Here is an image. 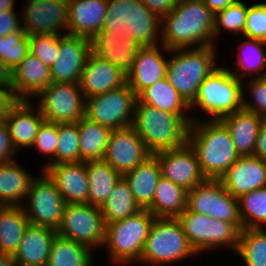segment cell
<instances>
[{"label": "cell", "instance_id": "obj_9", "mask_svg": "<svg viewBox=\"0 0 266 266\" xmlns=\"http://www.w3.org/2000/svg\"><path fill=\"white\" fill-rule=\"evenodd\" d=\"M177 219L197 255L226 247V249L236 252L240 232L243 229L242 224L213 219L187 209Z\"/></svg>", "mask_w": 266, "mask_h": 266}, {"label": "cell", "instance_id": "obj_56", "mask_svg": "<svg viewBox=\"0 0 266 266\" xmlns=\"http://www.w3.org/2000/svg\"><path fill=\"white\" fill-rule=\"evenodd\" d=\"M14 2L15 0H0V10L15 11Z\"/></svg>", "mask_w": 266, "mask_h": 266}, {"label": "cell", "instance_id": "obj_23", "mask_svg": "<svg viewBox=\"0 0 266 266\" xmlns=\"http://www.w3.org/2000/svg\"><path fill=\"white\" fill-rule=\"evenodd\" d=\"M43 171L55 182L66 204H88L86 162L49 165Z\"/></svg>", "mask_w": 266, "mask_h": 266}, {"label": "cell", "instance_id": "obj_11", "mask_svg": "<svg viewBox=\"0 0 266 266\" xmlns=\"http://www.w3.org/2000/svg\"><path fill=\"white\" fill-rule=\"evenodd\" d=\"M106 224L98 206L91 204H66L58 235L81 243L92 251L102 248Z\"/></svg>", "mask_w": 266, "mask_h": 266}, {"label": "cell", "instance_id": "obj_47", "mask_svg": "<svg viewBox=\"0 0 266 266\" xmlns=\"http://www.w3.org/2000/svg\"><path fill=\"white\" fill-rule=\"evenodd\" d=\"M243 37L266 42V2L248 7Z\"/></svg>", "mask_w": 266, "mask_h": 266}, {"label": "cell", "instance_id": "obj_32", "mask_svg": "<svg viewBox=\"0 0 266 266\" xmlns=\"http://www.w3.org/2000/svg\"><path fill=\"white\" fill-rule=\"evenodd\" d=\"M186 201L187 191L161 176L148 210L155 218H178L186 209Z\"/></svg>", "mask_w": 266, "mask_h": 266}, {"label": "cell", "instance_id": "obj_46", "mask_svg": "<svg viewBox=\"0 0 266 266\" xmlns=\"http://www.w3.org/2000/svg\"><path fill=\"white\" fill-rule=\"evenodd\" d=\"M242 82L243 85L246 87V88L243 87V109L254 112L255 114L265 118L266 117V77L250 78ZM247 92H249V96H251L250 101H248L247 100L248 98L245 97V93L247 94Z\"/></svg>", "mask_w": 266, "mask_h": 266}, {"label": "cell", "instance_id": "obj_26", "mask_svg": "<svg viewBox=\"0 0 266 266\" xmlns=\"http://www.w3.org/2000/svg\"><path fill=\"white\" fill-rule=\"evenodd\" d=\"M44 117L38 106L33 108L29 100H19L6 120L13 148H31Z\"/></svg>", "mask_w": 266, "mask_h": 266}, {"label": "cell", "instance_id": "obj_43", "mask_svg": "<svg viewBox=\"0 0 266 266\" xmlns=\"http://www.w3.org/2000/svg\"><path fill=\"white\" fill-rule=\"evenodd\" d=\"M29 52V39L24 31L10 33L0 36V60L11 70L25 58Z\"/></svg>", "mask_w": 266, "mask_h": 266}, {"label": "cell", "instance_id": "obj_42", "mask_svg": "<svg viewBox=\"0 0 266 266\" xmlns=\"http://www.w3.org/2000/svg\"><path fill=\"white\" fill-rule=\"evenodd\" d=\"M249 6L241 0L215 14L214 20V42L221 36V29L234 33L236 36H243L247 9Z\"/></svg>", "mask_w": 266, "mask_h": 266}, {"label": "cell", "instance_id": "obj_37", "mask_svg": "<svg viewBox=\"0 0 266 266\" xmlns=\"http://www.w3.org/2000/svg\"><path fill=\"white\" fill-rule=\"evenodd\" d=\"M29 224L22 206H8L0 216V253L13 256Z\"/></svg>", "mask_w": 266, "mask_h": 266}, {"label": "cell", "instance_id": "obj_25", "mask_svg": "<svg viewBox=\"0 0 266 266\" xmlns=\"http://www.w3.org/2000/svg\"><path fill=\"white\" fill-rule=\"evenodd\" d=\"M51 83L50 68L31 52L12 70L13 92L19 100L36 98Z\"/></svg>", "mask_w": 266, "mask_h": 266}, {"label": "cell", "instance_id": "obj_20", "mask_svg": "<svg viewBox=\"0 0 266 266\" xmlns=\"http://www.w3.org/2000/svg\"><path fill=\"white\" fill-rule=\"evenodd\" d=\"M163 52L166 54L169 49L161 43L141 47L137 52L134 66L127 74V83L136 96L157 80L166 77L168 58L163 57Z\"/></svg>", "mask_w": 266, "mask_h": 266}, {"label": "cell", "instance_id": "obj_7", "mask_svg": "<svg viewBox=\"0 0 266 266\" xmlns=\"http://www.w3.org/2000/svg\"><path fill=\"white\" fill-rule=\"evenodd\" d=\"M208 114L210 120H221L243 108V82L224 66H218L199 86L190 112Z\"/></svg>", "mask_w": 266, "mask_h": 266}, {"label": "cell", "instance_id": "obj_22", "mask_svg": "<svg viewBox=\"0 0 266 266\" xmlns=\"http://www.w3.org/2000/svg\"><path fill=\"white\" fill-rule=\"evenodd\" d=\"M220 181L225 189L238 199L248 192L266 186V161L255 156H240Z\"/></svg>", "mask_w": 266, "mask_h": 266}, {"label": "cell", "instance_id": "obj_1", "mask_svg": "<svg viewBox=\"0 0 266 266\" xmlns=\"http://www.w3.org/2000/svg\"><path fill=\"white\" fill-rule=\"evenodd\" d=\"M214 20L215 14L203 0H180L162 18L160 43L169 50L216 46Z\"/></svg>", "mask_w": 266, "mask_h": 266}, {"label": "cell", "instance_id": "obj_31", "mask_svg": "<svg viewBox=\"0 0 266 266\" xmlns=\"http://www.w3.org/2000/svg\"><path fill=\"white\" fill-rule=\"evenodd\" d=\"M263 47L266 48L265 41L244 37L237 48L235 71L227 68L241 81L247 79L246 76H249V79L251 76V78L266 77V50Z\"/></svg>", "mask_w": 266, "mask_h": 266}, {"label": "cell", "instance_id": "obj_19", "mask_svg": "<svg viewBox=\"0 0 266 266\" xmlns=\"http://www.w3.org/2000/svg\"><path fill=\"white\" fill-rule=\"evenodd\" d=\"M91 53L109 61L126 75L133 68L140 44L125 32L101 30L91 40Z\"/></svg>", "mask_w": 266, "mask_h": 266}, {"label": "cell", "instance_id": "obj_28", "mask_svg": "<svg viewBox=\"0 0 266 266\" xmlns=\"http://www.w3.org/2000/svg\"><path fill=\"white\" fill-rule=\"evenodd\" d=\"M161 176L160 164L153 154L122 175L141 209H148L153 204L155 189Z\"/></svg>", "mask_w": 266, "mask_h": 266}, {"label": "cell", "instance_id": "obj_50", "mask_svg": "<svg viewBox=\"0 0 266 266\" xmlns=\"http://www.w3.org/2000/svg\"><path fill=\"white\" fill-rule=\"evenodd\" d=\"M180 0H142L143 4L161 19L169 14Z\"/></svg>", "mask_w": 266, "mask_h": 266}, {"label": "cell", "instance_id": "obj_41", "mask_svg": "<svg viewBox=\"0 0 266 266\" xmlns=\"http://www.w3.org/2000/svg\"><path fill=\"white\" fill-rule=\"evenodd\" d=\"M58 144L55 164L80 162L78 122L57 124Z\"/></svg>", "mask_w": 266, "mask_h": 266}, {"label": "cell", "instance_id": "obj_27", "mask_svg": "<svg viewBox=\"0 0 266 266\" xmlns=\"http://www.w3.org/2000/svg\"><path fill=\"white\" fill-rule=\"evenodd\" d=\"M56 234L54 229L29 224L12 256L16 266H46Z\"/></svg>", "mask_w": 266, "mask_h": 266}, {"label": "cell", "instance_id": "obj_2", "mask_svg": "<svg viewBox=\"0 0 266 266\" xmlns=\"http://www.w3.org/2000/svg\"><path fill=\"white\" fill-rule=\"evenodd\" d=\"M187 143L194 150L206 179L220 180L240 158L231 133L221 120L191 122Z\"/></svg>", "mask_w": 266, "mask_h": 266}, {"label": "cell", "instance_id": "obj_14", "mask_svg": "<svg viewBox=\"0 0 266 266\" xmlns=\"http://www.w3.org/2000/svg\"><path fill=\"white\" fill-rule=\"evenodd\" d=\"M186 209L213 219L241 224L238 199L220 180L207 179L187 192Z\"/></svg>", "mask_w": 266, "mask_h": 266}, {"label": "cell", "instance_id": "obj_36", "mask_svg": "<svg viewBox=\"0 0 266 266\" xmlns=\"http://www.w3.org/2000/svg\"><path fill=\"white\" fill-rule=\"evenodd\" d=\"M93 254L87 246L56 234L46 266H94Z\"/></svg>", "mask_w": 266, "mask_h": 266}, {"label": "cell", "instance_id": "obj_52", "mask_svg": "<svg viewBox=\"0 0 266 266\" xmlns=\"http://www.w3.org/2000/svg\"><path fill=\"white\" fill-rule=\"evenodd\" d=\"M253 156L266 161V117L260 125Z\"/></svg>", "mask_w": 266, "mask_h": 266}, {"label": "cell", "instance_id": "obj_24", "mask_svg": "<svg viewBox=\"0 0 266 266\" xmlns=\"http://www.w3.org/2000/svg\"><path fill=\"white\" fill-rule=\"evenodd\" d=\"M107 0H68L67 33L91 40L103 28Z\"/></svg>", "mask_w": 266, "mask_h": 266}, {"label": "cell", "instance_id": "obj_34", "mask_svg": "<svg viewBox=\"0 0 266 266\" xmlns=\"http://www.w3.org/2000/svg\"><path fill=\"white\" fill-rule=\"evenodd\" d=\"M136 98L139 103H144L169 113H190V106L166 77L157 80L155 84L141 91Z\"/></svg>", "mask_w": 266, "mask_h": 266}, {"label": "cell", "instance_id": "obj_54", "mask_svg": "<svg viewBox=\"0 0 266 266\" xmlns=\"http://www.w3.org/2000/svg\"><path fill=\"white\" fill-rule=\"evenodd\" d=\"M237 0H203L204 4L214 13H218L228 6L234 4Z\"/></svg>", "mask_w": 266, "mask_h": 266}, {"label": "cell", "instance_id": "obj_5", "mask_svg": "<svg viewBox=\"0 0 266 266\" xmlns=\"http://www.w3.org/2000/svg\"><path fill=\"white\" fill-rule=\"evenodd\" d=\"M161 24L162 19L151 12L142 0H107L102 30L125 32L141 47L155 46L161 41Z\"/></svg>", "mask_w": 266, "mask_h": 266}, {"label": "cell", "instance_id": "obj_6", "mask_svg": "<svg viewBox=\"0 0 266 266\" xmlns=\"http://www.w3.org/2000/svg\"><path fill=\"white\" fill-rule=\"evenodd\" d=\"M154 219L148 209H142L123 220L106 224L103 247L107 248L110 262L121 266L138 264Z\"/></svg>", "mask_w": 266, "mask_h": 266}, {"label": "cell", "instance_id": "obj_45", "mask_svg": "<svg viewBox=\"0 0 266 266\" xmlns=\"http://www.w3.org/2000/svg\"><path fill=\"white\" fill-rule=\"evenodd\" d=\"M58 144V135H57V123L49 122L44 120L40 125L37 135L34 139L33 145L31 148L35 147L38 152H41L45 155H50L48 162L40 164L42 166L41 171L45 169V166L55 164V153Z\"/></svg>", "mask_w": 266, "mask_h": 266}, {"label": "cell", "instance_id": "obj_13", "mask_svg": "<svg viewBox=\"0 0 266 266\" xmlns=\"http://www.w3.org/2000/svg\"><path fill=\"white\" fill-rule=\"evenodd\" d=\"M36 99L46 121L76 123L85 117L86 99L79 84L52 82Z\"/></svg>", "mask_w": 266, "mask_h": 266}, {"label": "cell", "instance_id": "obj_16", "mask_svg": "<svg viewBox=\"0 0 266 266\" xmlns=\"http://www.w3.org/2000/svg\"><path fill=\"white\" fill-rule=\"evenodd\" d=\"M153 155L160 164L162 176L187 192L207 180L194 150L188 143L180 148L162 150Z\"/></svg>", "mask_w": 266, "mask_h": 266}, {"label": "cell", "instance_id": "obj_39", "mask_svg": "<svg viewBox=\"0 0 266 266\" xmlns=\"http://www.w3.org/2000/svg\"><path fill=\"white\" fill-rule=\"evenodd\" d=\"M243 229L266 228V186L238 198Z\"/></svg>", "mask_w": 266, "mask_h": 266}, {"label": "cell", "instance_id": "obj_49", "mask_svg": "<svg viewBox=\"0 0 266 266\" xmlns=\"http://www.w3.org/2000/svg\"><path fill=\"white\" fill-rule=\"evenodd\" d=\"M16 155L17 152L12 146L8 127L5 122L0 123V163L16 160L14 158Z\"/></svg>", "mask_w": 266, "mask_h": 266}, {"label": "cell", "instance_id": "obj_17", "mask_svg": "<svg viewBox=\"0 0 266 266\" xmlns=\"http://www.w3.org/2000/svg\"><path fill=\"white\" fill-rule=\"evenodd\" d=\"M151 155L136 130L129 126L111 131L103 160L123 175Z\"/></svg>", "mask_w": 266, "mask_h": 266}, {"label": "cell", "instance_id": "obj_30", "mask_svg": "<svg viewBox=\"0 0 266 266\" xmlns=\"http://www.w3.org/2000/svg\"><path fill=\"white\" fill-rule=\"evenodd\" d=\"M16 160L0 163V200L8 206H22L34 178Z\"/></svg>", "mask_w": 266, "mask_h": 266}, {"label": "cell", "instance_id": "obj_33", "mask_svg": "<svg viewBox=\"0 0 266 266\" xmlns=\"http://www.w3.org/2000/svg\"><path fill=\"white\" fill-rule=\"evenodd\" d=\"M89 179L88 204L101 207L122 177L104 160L86 162Z\"/></svg>", "mask_w": 266, "mask_h": 266}, {"label": "cell", "instance_id": "obj_12", "mask_svg": "<svg viewBox=\"0 0 266 266\" xmlns=\"http://www.w3.org/2000/svg\"><path fill=\"white\" fill-rule=\"evenodd\" d=\"M137 98L128 83L85 100V117L111 130L132 126Z\"/></svg>", "mask_w": 266, "mask_h": 266}, {"label": "cell", "instance_id": "obj_48", "mask_svg": "<svg viewBox=\"0 0 266 266\" xmlns=\"http://www.w3.org/2000/svg\"><path fill=\"white\" fill-rule=\"evenodd\" d=\"M16 11L0 10V36H7L10 33L24 31L22 28L21 17Z\"/></svg>", "mask_w": 266, "mask_h": 266}, {"label": "cell", "instance_id": "obj_44", "mask_svg": "<svg viewBox=\"0 0 266 266\" xmlns=\"http://www.w3.org/2000/svg\"><path fill=\"white\" fill-rule=\"evenodd\" d=\"M29 52L51 67L59 55V35L41 34L28 36Z\"/></svg>", "mask_w": 266, "mask_h": 266}, {"label": "cell", "instance_id": "obj_51", "mask_svg": "<svg viewBox=\"0 0 266 266\" xmlns=\"http://www.w3.org/2000/svg\"><path fill=\"white\" fill-rule=\"evenodd\" d=\"M18 101L13 91L0 90V123L6 122L11 109Z\"/></svg>", "mask_w": 266, "mask_h": 266}, {"label": "cell", "instance_id": "obj_15", "mask_svg": "<svg viewBox=\"0 0 266 266\" xmlns=\"http://www.w3.org/2000/svg\"><path fill=\"white\" fill-rule=\"evenodd\" d=\"M22 8V28L27 36L67 33L68 0H34Z\"/></svg>", "mask_w": 266, "mask_h": 266}, {"label": "cell", "instance_id": "obj_53", "mask_svg": "<svg viewBox=\"0 0 266 266\" xmlns=\"http://www.w3.org/2000/svg\"><path fill=\"white\" fill-rule=\"evenodd\" d=\"M0 90L13 91L12 70L0 60Z\"/></svg>", "mask_w": 266, "mask_h": 266}, {"label": "cell", "instance_id": "obj_57", "mask_svg": "<svg viewBox=\"0 0 266 266\" xmlns=\"http://www.w3.org/2000/svg\"><path fill=\"white\" fill-rule=\"evenodd\" d=\"M7 207H8V205L5 202H3L2 200H0V216L5 211V209Z\"/></svg>", "mask_w": 266, "mask_h": 266}, {"label": "cell", "instance_id": "obj_21", "mask_svg": "<svg viewBox=\"0 0 266 266\" xmlns=\"http://www.w3.org/2000/svg\"><path fill=\"white\" fill-rule=\"evenodd\" d=\"M127 83V75L109 61L90 53L79 86L85 99L117 89Z\"/></svg>", "mask_w": 266, "mask_h": 266}, {"label": "cell", "instance_id": "obj_10", "mask_svg": "<svg viewBox=\"0 0 266 266\" xmlns=\"http://www.w3.org/2000/svg\"><path fill=\"white\" fill-rule=\"evenodd\" d=\"M43 172V173H42ZM32 179L22 207L30 224L58 230L66 205L55 182L42 171Z\"/></svg>", "mask_w": 266, "mask_h": 266}, {"label": "cell", "instance_id": "obj_38", "mask_svg": "<svg viewBox=\"0 0 266 266\" xmlns=\"http://www.w3.org/2000/svg\"><path fill=\"white\" fill-rule=\"evenodd\" d=\"M100 209L105 224L123 220L142 210L123 177L115 184L113 191Z\"/></svg>", "mask_w": 266, "mask_h": 266}, {"label": "cell", "instance_id": "obj_29", "mask_svg": "<svg viewBox=\"0 0 266 266\" xmlns=\"http://www.w3.org/2000/svg\"><path fill=\"white\" fill-rule=\"evenodd\" d=\"M262 116L246 109H240L221 119L229 129L239 156H253Z\"/></svg>", "mask_w": 266, "mask_h": 266}, {"label": "cell", "instance_id": "obj_18", "mask_svg": "<svg viewBox=\"0 0 266 266\" xmlns=\"http://www.w3.org/2000/svg\"><path fill=\"white\" fill-rule=\"evenodd\" d=\"M90 53L89 39L68 33L59 35V55L50 67L52 82L79 84Z\"/></svg>", "mask_w": 266, "mask_h": 266}, {"label": "cell", "instance_id": "obj_3", "mask_svg": "<svg viewBox=\"0 0 266 266\" xmlns=\"http://www.w3.org/2000/svg\"><path fill=\"white\" fill-rule=\"evenodd\" d=\"M189 114L169 113L136 100L132 127L151 154L177 149L187 143L191 122L200 120Z\"/></svg>", "mask_w": 266, "mask_h": 266}, {"label": "cell", "instance_id": "obj_40", "mask_svg": "<svg viewBox=\"0 0 266 266\" xmlns=\"http://www.w3.org/2000/svg\"><path fill=\"white\" fill-rule=\"evenodd\" d=\"M245 266H266V230L242 229L236 252Z\"/></svg>", "mask_w": 266, "mask_h": 266}, {"label": "cell", "instance_id": "obj_8", "mask_svg": "<svg viewBox=\"0 0 266 266\" xmlns=\"http://www.w3.org/2000/svg\"><path fill=\"white\" fill-rule=\"evenodd\" d=\"M177 218H155L139 263L144 265L168 266L186 258L196 256Z\"/></svg>", "mask_w": 266, "mask_h": 266}, {"label": "cell", "instance_id": "obj_35", "mask_svg": "<svg viewBox=\"0 0 266 266\" xmlns=\"http://www.w3.org/2000/svg\"><path fill=\"white\" fill-rule=\"evenodd\" d=\"M80 162L103 160L111 129L86 117L78 121Z\"/></svg>", "mask_w": 266, "mask_h": 266}, {"label": "cell", "instance_id": "obj_55", "mask_svg": "<svg viewBox=\"0 0 266 266\" xmlns=\"http://www.w3.org/2000/svg\"><path fill=\"white\" fill-rule=\"evenodd\" d=\"M0 266H16L12 255L0 253Z\"/></svg>", "mask_w": 266, "mask_h": 266}, {"label": "cell", "instance_id": "obj_4", "mask_svg": "<svg viewBox=\"0 0 266 266\" xmlns=\"http://www.w3.org/2000/svg\"><path fill=\"white\" fill-rule=\"evenodd\" d=\"M215 46L201 48H178L169 50L166 78L190 106L199 86L218 66Z\"/></svg>", "mask_w": 266, "mask_h": 266}]
</instances>
